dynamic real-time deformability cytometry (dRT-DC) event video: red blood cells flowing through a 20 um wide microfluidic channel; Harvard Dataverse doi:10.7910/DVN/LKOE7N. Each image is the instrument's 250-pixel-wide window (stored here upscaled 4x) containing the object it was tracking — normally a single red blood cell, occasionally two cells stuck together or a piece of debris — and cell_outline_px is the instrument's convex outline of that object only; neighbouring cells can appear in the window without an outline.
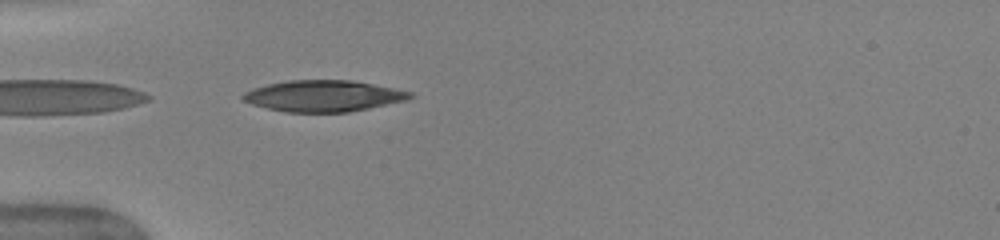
{"species": "human", "species_latin": "Homo sapiens", "temperature_condition": "warm", "stored_images_in_passage": 35, "camera_frame_rate_fps": 3000, "um_per_image_px": 0.085, "donor": {"sex": "female"}, "frame": {"image": 1, "passage_image": 1, "time_ms": 0.0, "image_size_px": [1000, 240], "cell_outline_px": [[416, 96], [408, 100], [348, 112], [284, 112], [252, 104], [244, 100], [240, 96], [244, 92], [252, 88], [268, 84], [288, 80], [352, 80], [412, 92]], "centroid_in_image_um": [27.49, 8.15], "position_along_channel_um": 57.5, "area_um2": 30.4}, "authors_computed_cell_mechanics": {"area_um2": 30.8652, "velocity_mm_per_s": 4.0579, "shape_relaxation_time_tau1_ms": 4.7515, "shape_relaxation_time_tau2_ms": 1.1169, "deformation_change_tau1": 0.199, "deformation_change_tau2": 0.0828}}